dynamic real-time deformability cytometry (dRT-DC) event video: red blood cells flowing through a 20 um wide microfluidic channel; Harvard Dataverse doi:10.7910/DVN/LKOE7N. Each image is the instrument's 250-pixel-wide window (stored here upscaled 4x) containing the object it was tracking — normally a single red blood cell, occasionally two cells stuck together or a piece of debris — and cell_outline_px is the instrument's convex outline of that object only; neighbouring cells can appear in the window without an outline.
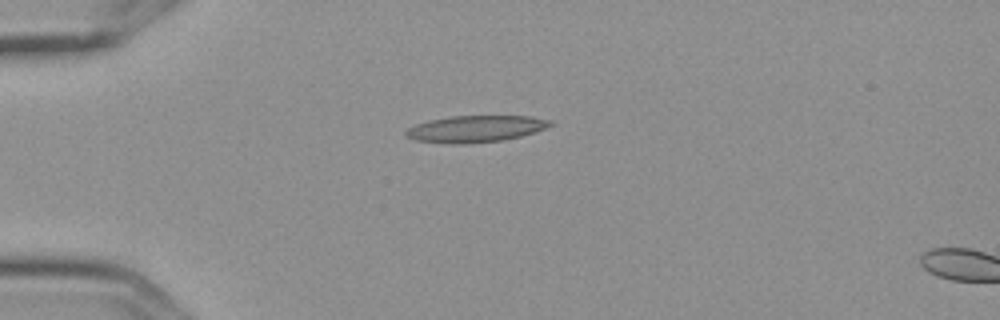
{"species": "Egyptian fruit bat (a non-hibernating species)", "species_latin": "Rousettus aegyptiacus", "temperature_condition": "cold", "stored_images_in_passage": 2, "camera_frame_rate_fps": 3000, "um_per_image_px": 0.085, "frame": {"image": 1, "passage_image": 1, "time_ms": 0.0, "image_size_px": [1000, 320], "cell_outline_px": [[556, 124], [520, 136], [504, 140], [464, 144], [448, 144], [412, 140], [404, 136], [404, 132], [408, 128], [416, 124], [428, 120], [452, 116], [532, 116], [552, 120]], "centroid_in_image_um": [40.38, 10.95], "position_along_channel_um": 44.6, "area_um2": 22.66}}